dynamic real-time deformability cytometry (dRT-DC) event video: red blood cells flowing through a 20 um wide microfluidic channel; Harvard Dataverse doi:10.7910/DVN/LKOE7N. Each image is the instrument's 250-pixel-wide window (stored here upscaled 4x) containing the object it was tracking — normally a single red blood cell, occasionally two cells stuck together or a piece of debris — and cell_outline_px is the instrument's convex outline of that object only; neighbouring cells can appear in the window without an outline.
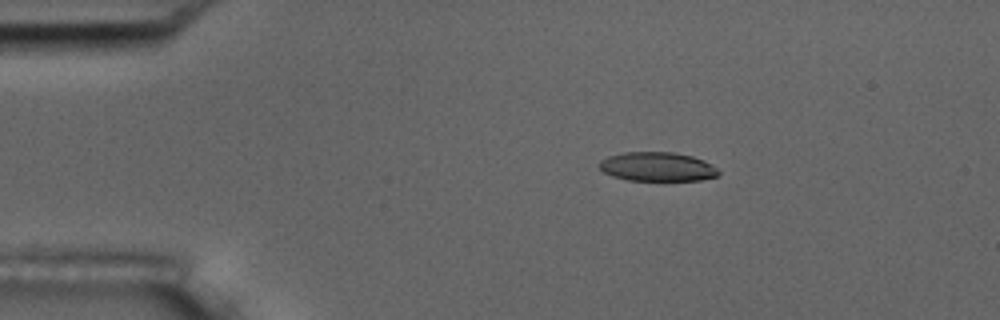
{"species": "common noctule bat (a hibernating species)", "species_latin": "Nyctalus noctula", "temperature_condition": "room temperature", "stored_images_in_passage": 5, "camera_frame_rate_fps": 3000, "um_per_image_px": 0.085, "animal": {"sex": "male", "body_mass_g": 17.5, "forearm_length_mm": 52.3}, "frame": {"image": 1, "passage_image": 3, "time_ms": 2.333, "image_size_px": [1000, 320], "cell_outline_px": [[720, 172], [716, 176], [700, 180], [628, 180], [612, 176], [604, 172], [600, 168], [600, 160], [608, 156], [624, 152], [672, 152], [692, 156], [704, 160], [716, 168]], "centroid_in_image_um": [55.86, 14.16], "position_along_channel_um": 29.1, "area_um2": 20.06}}
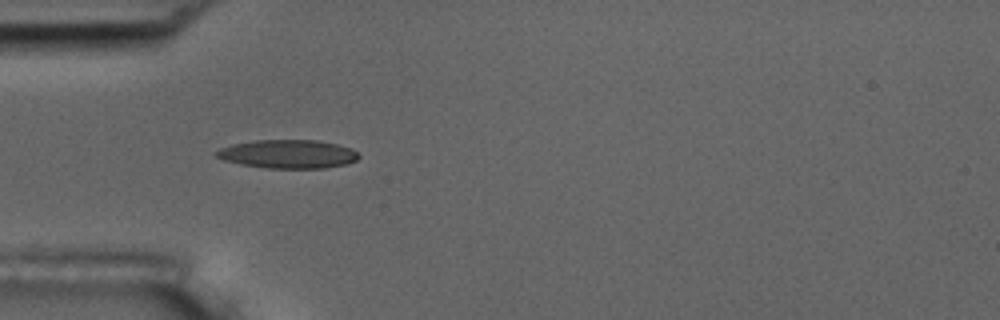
{"frame": {"image": 2, "passage_image": 5, "time_ms": 4.667, "image_size_px": [1000, 320], "cell_outline_px": [[360, 156], [356, 160], [344, 164], [324, 168], [268, 168], [240, 164], [224, 160], [216, 156], [216, 152], [220, 148], [232, 144], [256, 140], [316, 140], [336, 144], [352, 148]], "centroid_in_image_um": [24.47, 13.09], "position_along_channel_um": 60.5, "area_um2": 23.52}}